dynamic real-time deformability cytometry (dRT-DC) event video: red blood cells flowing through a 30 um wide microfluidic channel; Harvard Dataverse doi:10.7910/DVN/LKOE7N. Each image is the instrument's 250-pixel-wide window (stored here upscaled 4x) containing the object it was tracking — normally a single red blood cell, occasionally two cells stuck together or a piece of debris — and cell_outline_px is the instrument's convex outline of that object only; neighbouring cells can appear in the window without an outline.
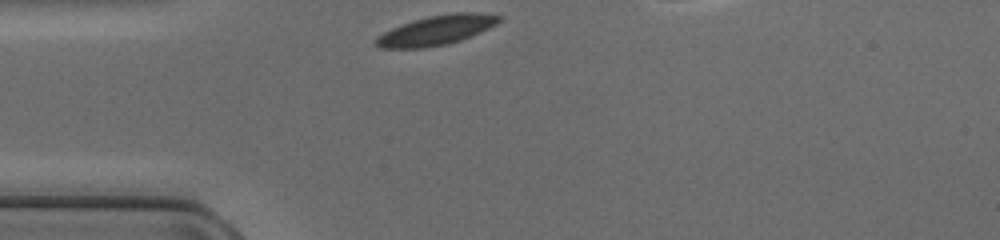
{"species": "common noctule bat (a hibernating species)", "species_latin": "Nyctalus noctula", "temperature_condition": "cold", "stored_images_in_passage": 27, "camera_frame_rate_fps": 3000, "um_per_image_px": 0.085, "animal": {"sex": "female", "body_mass_g": 17.0, "forearm_length_mm": 48.0}, "frame": {"image": 1, "passage_image": 1, "time_ms": 0.0, "image_size_px": [1000, 240], "cell_outline_px": [[504, 20], [480, 32], [460, 40], [448, 44], [424, 48], [380, 48], [372, 44], [372, 40], [376, 36], [392, 28], [412, 20], [428, 16], [456, 12], [472, 12], [504, 16]], "centroid_in_image_um": [37.06, 2.57], "position_along_channel_um": 47.9, "area_um2": 21.44}}
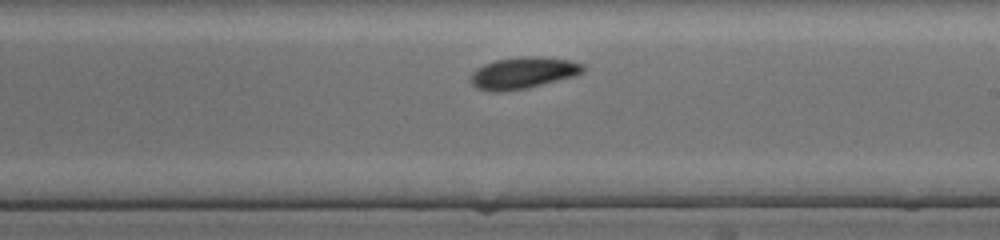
{"frame": {"image": 2, "passage_image": 16, "time_ms": 5.0, "image_size_px": [1000, 240], "cell_outline_px": [[584, 72], [576, 76], [528, 88], [496, 92], [492, 92], [476, 88], [468, 80], [468, 76], [476, 68], [484, 64], [496, 60], [524, 56], [536, 56], [568, 60], [584, 64]], "centroid_in_image_um": [44.43, 6.2], "position_along_channel_um": 244.6, "area_um2": 20.92}}
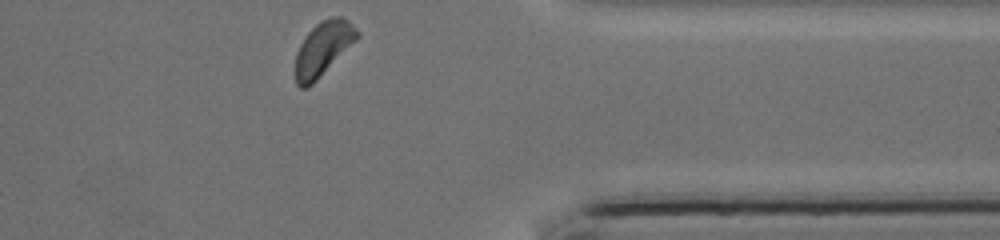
{"frame": {"image": 3, "passage_image": 27, "time_ms": 8.667, "image_size_px": [1000, 240], "cell_outline_px": [[360, 36], [308, 88], [300, 88], [296, 84], [296, 52], [304, 36], [320, 20], [328, 16], [340, 16], [348, 20], [360, 32]], "centroid_in_image_um": [27.46, 4.09], "position_along_channel_um": 383.9, "area_um2": 19.36}}